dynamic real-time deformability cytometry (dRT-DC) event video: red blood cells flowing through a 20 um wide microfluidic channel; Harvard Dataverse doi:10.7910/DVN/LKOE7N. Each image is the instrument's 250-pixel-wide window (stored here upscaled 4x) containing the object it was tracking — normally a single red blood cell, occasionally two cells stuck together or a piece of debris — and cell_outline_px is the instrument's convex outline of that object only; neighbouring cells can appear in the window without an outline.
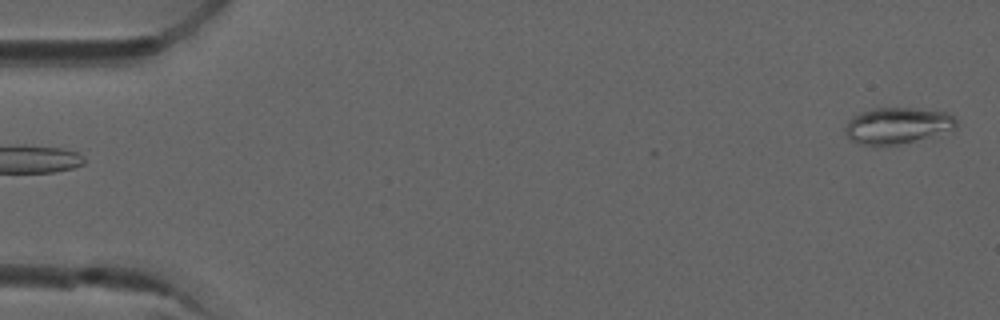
{"species": "common noctule bat (a hibernating species)", "species_latin": "Nyctalus noctula", "temperature_condition": "room temperature", "stored_images_in_passage": 6, "camera_frame_rate_fps": 3000, "um_per_image_px": 0.085, "animal": {"sex": "male", "forearm_length_mm": 52.5}, "frame": {"image": 1, "passage_image": 6, "time_ms": 1.667, "image_size_px": [1000, 320], "cell_outline_px": [[956, 128], [900, 144], [876, 148], [872, 148], [856, 144], [844, 132], [844, 128], [848, 120], [852, 116], [860, 112], [872, 108], [912, 108], [948, 112], [956, 120]], "centroid_in_image_um": [76.17, 10.7], "position_along_channel_um": 8.8, "area_um2": 23.81}}